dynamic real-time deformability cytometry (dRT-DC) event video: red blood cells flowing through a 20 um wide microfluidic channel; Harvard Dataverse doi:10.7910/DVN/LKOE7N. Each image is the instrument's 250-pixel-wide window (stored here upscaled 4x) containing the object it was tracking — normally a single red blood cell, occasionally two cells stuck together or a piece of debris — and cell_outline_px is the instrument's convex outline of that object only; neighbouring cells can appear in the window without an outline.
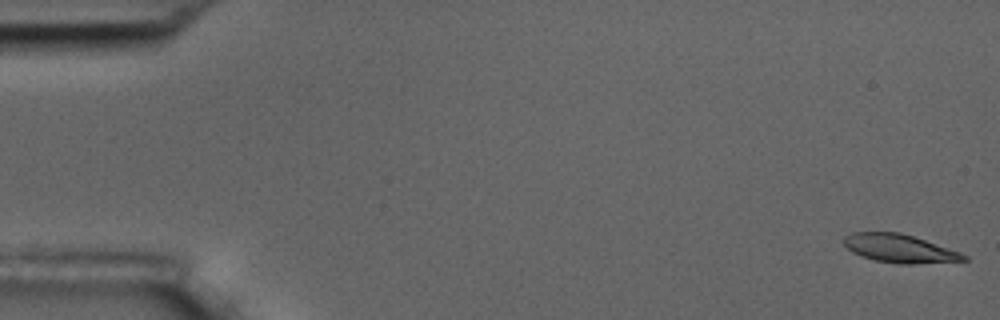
{"species": "common noctule bat (a hibernating species)", "species_latin": "Nyctalus noctula", "temperature_condition": "room temperature", "stored_images_in_passage": 6, "camera_frame_rate_fps": 3000, "um_per_image_px": 0.085, "animal": {"sex": "male", "body_mass_g": 17.5, "forearm_length_mm": 52.3}, "frame": {"image": 1, "passage_image": 1, "time_ms": 0.0, "image_size_px": [1000, 320], "cell_outline_px": [[968, 260], [912, 264], [896, 264], [872, 260], [860, 256], [852, 252], [844, 244], [844, 236], [852, 232], [900, 232], [960, 252], [968, 256]], "centroid_in_image_um": [76.42, 21.13], "position_along_channel_um": 8.6, "area_um2": 19.77}}
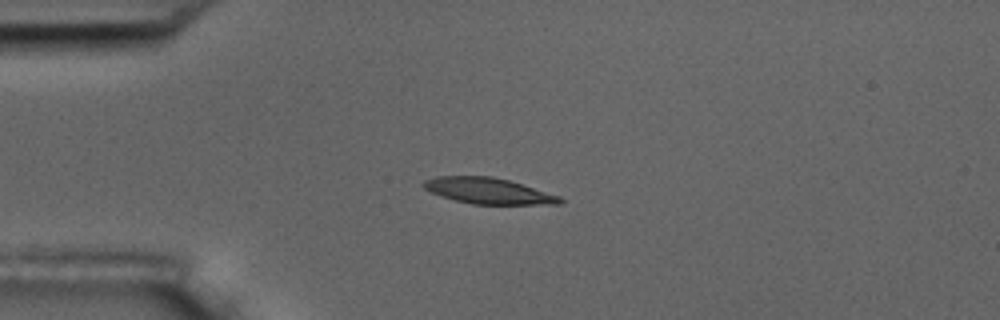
{"frame": {"image": 2, "passage_image": 4, "time_ms": 4.333, "image_size_px": [1000, 320], "cell_outline_px": [[564, 200], [560, 204], [472, 204], [456, 200], [432, 192], [424, 188], [420, 184], [424, 180], [436, 176], [492, 176], [508, 180], [560, 196]], "centroid_in_image_um": [41.49, 16.22], "position_along_channel_um": 43.5, "area_um2": 20.4}}